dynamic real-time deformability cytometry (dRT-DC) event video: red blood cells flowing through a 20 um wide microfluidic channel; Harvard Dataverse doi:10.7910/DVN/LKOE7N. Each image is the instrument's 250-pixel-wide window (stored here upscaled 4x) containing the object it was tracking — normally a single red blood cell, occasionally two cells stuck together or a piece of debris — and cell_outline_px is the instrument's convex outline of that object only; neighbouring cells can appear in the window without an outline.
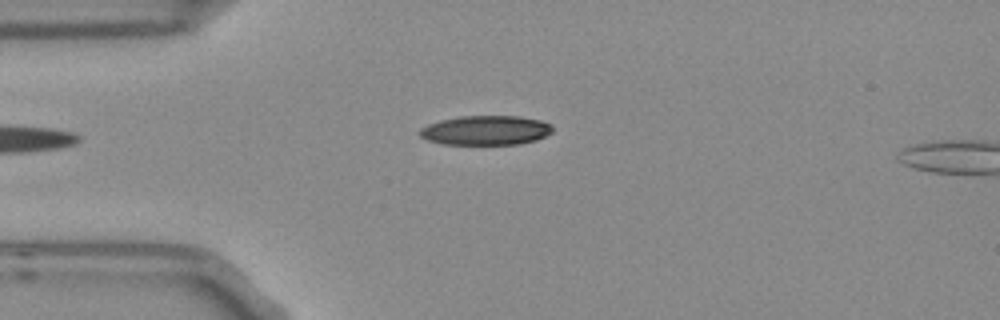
{"species": "Egyptian fruit bat (a non-hibernating species)", "species_latin": "Rousettus aegyptiacus", "temperature_condition": "room temperature", "stored_images_in_passage": 3, "camera_frame_rate_fps": 3000, "um_per_image_px": 0.085, "frame": {"image": 1, "passage_image": 2, "time_ms": 0.333, "image_size_px": [1000, 320], "cell_outline_px": [[552, 132], [536, 140], [520, 144], [444, 144], [428, 140], [420, 136], [416, 132], [420, 128], [428, 124], [440, 120], [460, 116], [520, 116], [540, 120], [552, 124]], "centroid_in_image_um": [41.27, 11.07], "position_along_channel_um": 43.7, "area_um2": 22.89}}